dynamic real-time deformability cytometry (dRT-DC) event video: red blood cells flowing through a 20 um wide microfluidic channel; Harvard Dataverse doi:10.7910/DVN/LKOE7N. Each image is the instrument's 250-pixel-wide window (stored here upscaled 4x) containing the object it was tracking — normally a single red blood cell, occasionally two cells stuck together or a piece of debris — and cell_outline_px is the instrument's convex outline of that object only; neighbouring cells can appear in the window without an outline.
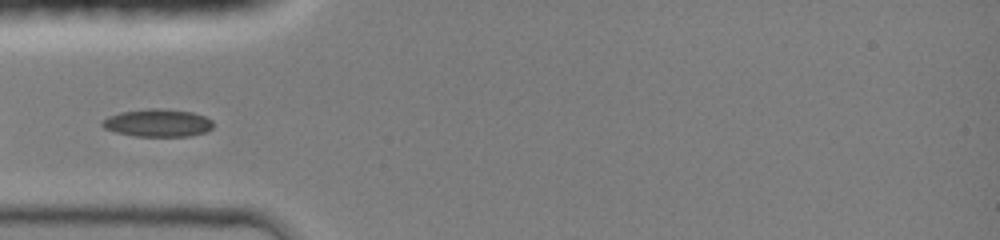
{"species": "common noctule bat (a hibernating species)", "species_latin": "Nyctalus noctula", "temperature_condition": "room temperature", "stored_images_in_passage": 2, "camera_frame_rate_fps": 3000, "um_per_image_px": 0.085, "animal": {"sex": "female", "body_mass_g": 19.0, "forearm_length_mm": 51.5}, "frame": {"image": 1, "passage_image": 1, "time_ms": 0.0, "image_size_px": [1000, 240], "cell_outline_px": [[212, 128], [204, 132], [188, 136], [136, 136], [116, 132], [104, 128], [100, 124], [108, 116], [120, 112], [148, 108], [164, 108], [192, 112], [204, 116], [212, 120]], "centroid_in_image_um": [13.39, 10.43], "position_along_channel_um": 71.6, "area_um2": 17.86}}